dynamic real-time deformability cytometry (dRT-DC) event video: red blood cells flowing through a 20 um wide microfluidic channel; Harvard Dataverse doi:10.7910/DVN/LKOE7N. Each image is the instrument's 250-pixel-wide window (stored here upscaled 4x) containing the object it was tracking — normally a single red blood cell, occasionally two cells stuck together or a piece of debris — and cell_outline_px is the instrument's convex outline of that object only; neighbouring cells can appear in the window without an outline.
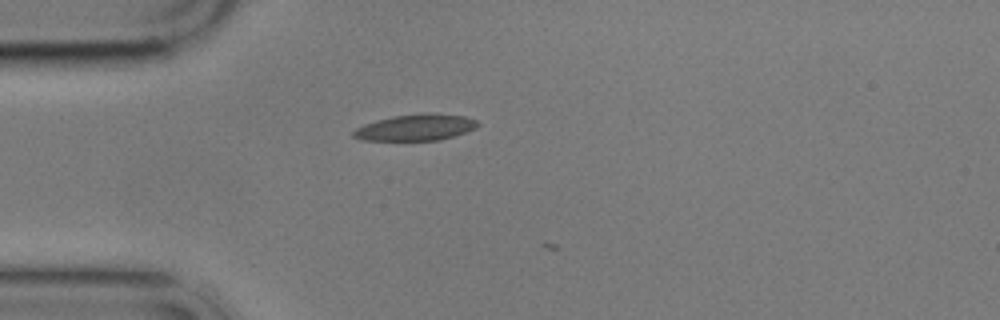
{"species": "common noctule bat (a hibernating species)", "species_latin": "Nyctalus noctula", "temperature_condition": "cold", "stored_images_in_passage": 3, "camera_frame_rate_fps": 3000, "um_per_image_px": 0.085, "animal": {"sex": "male", "body_mass_g": 17.9}, "frame": {"image": 1, "passage_image": 2, "time_ms": 1.0, "image_size_px": [1000, 320], "cell_outline_px": [[480, 124], [476, 128], [440, 140], [360, 140], [352, 136], [352, 132], [356, 128], [364, 124], [376, 120], [392, 116], [424, 112], [428, 112], [464, 116], [476, 120]], "centroid_in_image_um": [35.31, 10.82], "position_along_channel_um": 49.7, "area_um2": 19.13}}